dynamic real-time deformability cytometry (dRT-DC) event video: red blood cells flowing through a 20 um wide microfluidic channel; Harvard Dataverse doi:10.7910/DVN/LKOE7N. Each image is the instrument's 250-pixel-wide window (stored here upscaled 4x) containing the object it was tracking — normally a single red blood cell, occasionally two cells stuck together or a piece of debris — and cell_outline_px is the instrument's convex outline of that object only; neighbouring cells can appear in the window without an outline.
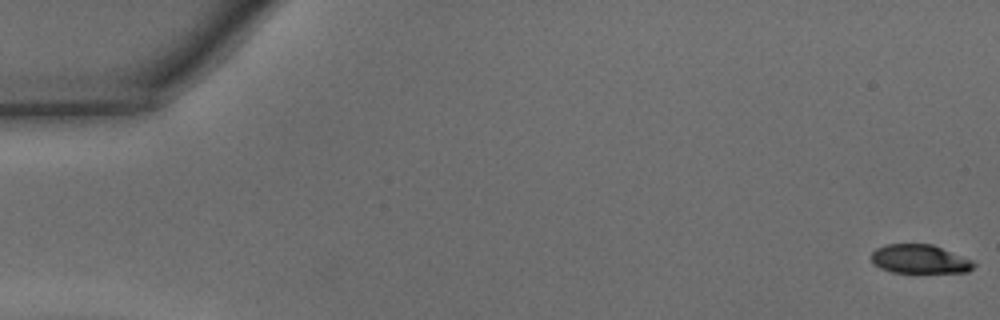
{"species": "common noctule bat (a hibernating species)", "species_latin": "Nyctalus noctula", "temperature_condition": "warm", "stored_images_in_passage": 47, "camera_frame_rate_fps": 3000, "um_per_image_px": 0.085, "animal": {"sex": "male", "body_mass_g": 15.6}, "frame": {"image": 1, "passage_image": 1, "time_ms": 0.0, "image_size_px": [1000, 320], "cell_outline_px": [[976, 264], [968, 272], [892, 272], [880, 268], [872, 264], [872, 252], [876, 248], [884, 244], [932, 244], [972, 260]], "centroid_in_image_um": [78.14, 22.02], "position_along_channel_um": 6.9, "area_um2": 17.17}}
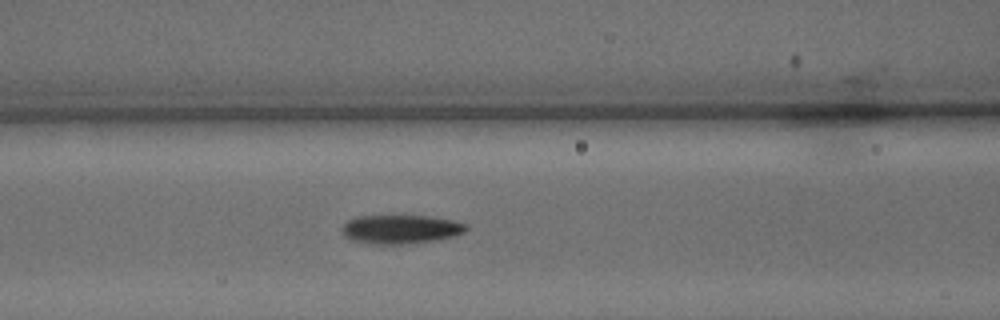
{"frame": {"image": 2, "passage_image": 20, "time_ms": 6.333, "image_size_px": [1000, 320], "cell_outline_px": [[468, 228], [464, 232], [440, 240], [408, 244], [372, 244], [352, 240], [344, 236], [340, 228], [348, 220], [356, 216], [432, 216], [452, 220], [468, 224]], "centroid_in_image_um": [34.06, 19.49], "position_along_channel_um": 132.5, "area_um2": 21.1}}
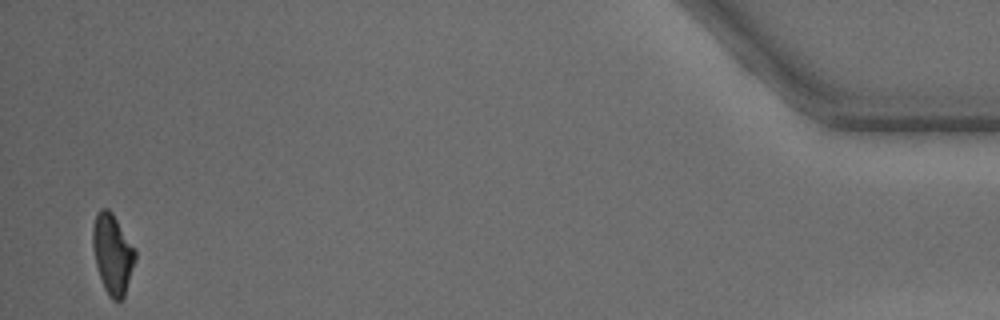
{"frame": {"image": 3, "passage_image": 46, "time_ms": 15.0, "image_size_px": [1000, 320], "cell_outline_px": [[136, 260], [124, 296], [120, 300], [112, 300], [108, 296], [104, 288], [96, 264], [92, 248], [92, 228], [96, 216], [100, 208], [108, 208], [112, 212], [136, 248]], "centroid_in_image_um": [9.58, 21.57], "position_along_channel_um": 425.6, "area_um2": 19.94}, "authors_computed_cell_mechanics": {"area_um2": 20.4034, "velocity_mm_per_s": 4.3654, "shape_relaxation_time_tau1_ms": 3.6458, "shape_relaxation_time_tau2_ms": 3.2189, "deformation_change_tau1": 0.1396, "deformation_change_tau2": 0.0935}}